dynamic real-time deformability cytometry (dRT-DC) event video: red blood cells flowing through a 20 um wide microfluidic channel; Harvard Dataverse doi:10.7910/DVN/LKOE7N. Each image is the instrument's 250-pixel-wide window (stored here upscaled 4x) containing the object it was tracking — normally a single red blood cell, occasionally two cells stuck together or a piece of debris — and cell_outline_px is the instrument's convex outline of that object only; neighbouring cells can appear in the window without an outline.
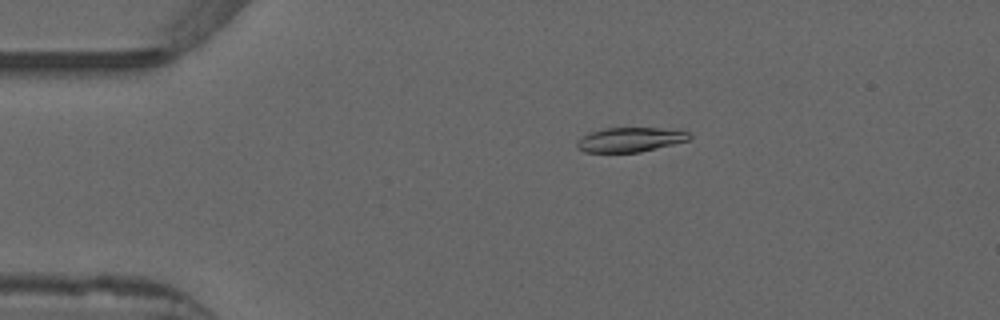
{"species": "common noctule bat (a hibernating species)", "species_latin": "Nyctalus noctula", "temperature_condition": "warm", "stored_images_in_passage": 43, "camera_frame_rate_fps": 3000, "um_per_image_px": 0.085, "animal": {"sex": "male", "forearm_length_mm": 52.5}, "frame": {"image": 1, "passage_image": 1, "time_ms": 0.0, "image_size_px": [1000, 320], "cell_outline_px": [[692, 136], [688, 140], [640, 152], [584, 152], [576, 148], [576, 144], [588, 132], [604, 128], [660, 128], [688, 132]], "centroid_in_image_um": [53.53, 11.87], "position_along_channel_um": 31.5, "area_um2": 15.84}}
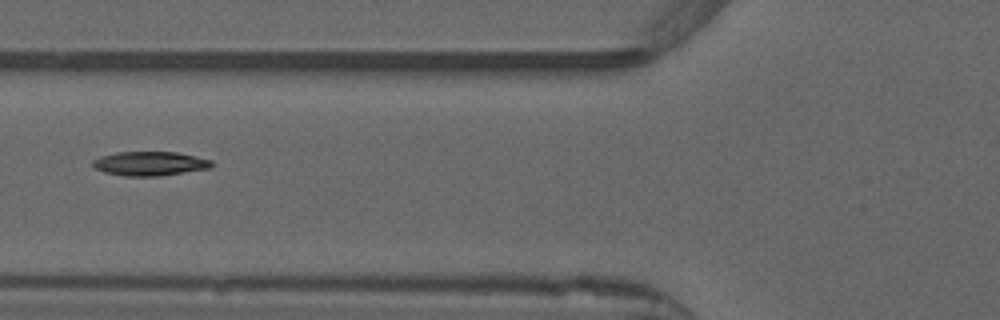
{"frame": {"image": 2, "passage_image": 11, "time_ms": 3.333, "image_size_px": [1000, 320], "cell_outline_px": [[212, 168], [160, 176], [124, 176], [104, 172], [96, 168], [92, 164], [92, 160], [100, 156], [116, 152], [176, 152], [196, 156], [212, 160]], "centroid_in_image_um": [12.75, 13.9], "position_along_channel_um": 113.1, "area_um2": 16.82}}
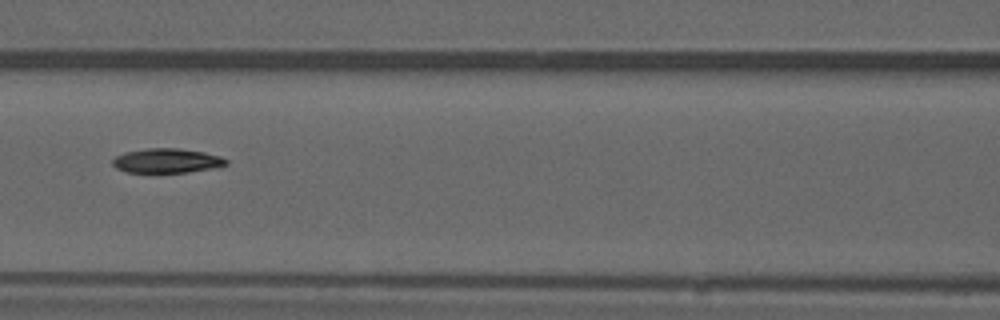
{"frame": {"image": 3, "passage_image": 14, "time_ms": 4.333, "image_size_px": [1000, 320], "cell_outline_px": [[228, 164], [216, 168], [188, 172], [128, 172], [116, 168], [112, 164], [112, 160], [116, 156], [124, 152], [148, 148], [180, 148], [204, 152], [220, 156], [228, 160]], "centroid_in_image_um": [14.2, 13.65], "position_along_channel_um": 152.4, "area_um2": 16.24}}